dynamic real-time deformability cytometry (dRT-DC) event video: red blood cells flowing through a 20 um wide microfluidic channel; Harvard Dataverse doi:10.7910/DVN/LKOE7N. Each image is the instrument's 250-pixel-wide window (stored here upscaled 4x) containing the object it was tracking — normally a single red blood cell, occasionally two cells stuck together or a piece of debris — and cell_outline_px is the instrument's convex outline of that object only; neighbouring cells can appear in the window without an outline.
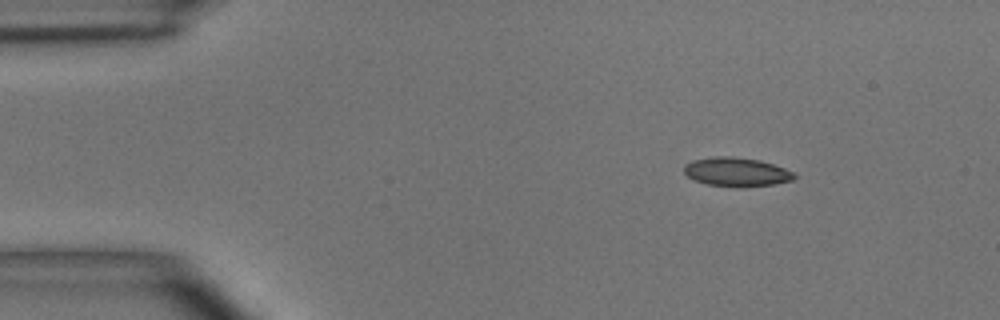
{"species": "common noctule bat (a hibernating species)", "species_latin": "Nyctalus noctula", "temperature_condition": "room temperature", "stored_images_in_passage": 3, "camera_frame_rate_fps": 3000, "um_per_image_px": 0.085, "animal": {"sex": "male", "body_mass_g": 15.6}, "frame": {"image": 1, "passage_image": 1, "time_ms": 0.0, "image_size_px": [1000, 320], "cell_outline_px": [[796, 176], [792, 180], [772, 184], [708, 184], [696, 180], [688, 176], [684, 172], [684, 164], [692, 160], [712, 156], [732, 156], [760, 160], [796, 172]], "centroid_in_image_um": [62.59, 14.55], "position_along_channel_um": 22.4, "area_um2": 17.74}}